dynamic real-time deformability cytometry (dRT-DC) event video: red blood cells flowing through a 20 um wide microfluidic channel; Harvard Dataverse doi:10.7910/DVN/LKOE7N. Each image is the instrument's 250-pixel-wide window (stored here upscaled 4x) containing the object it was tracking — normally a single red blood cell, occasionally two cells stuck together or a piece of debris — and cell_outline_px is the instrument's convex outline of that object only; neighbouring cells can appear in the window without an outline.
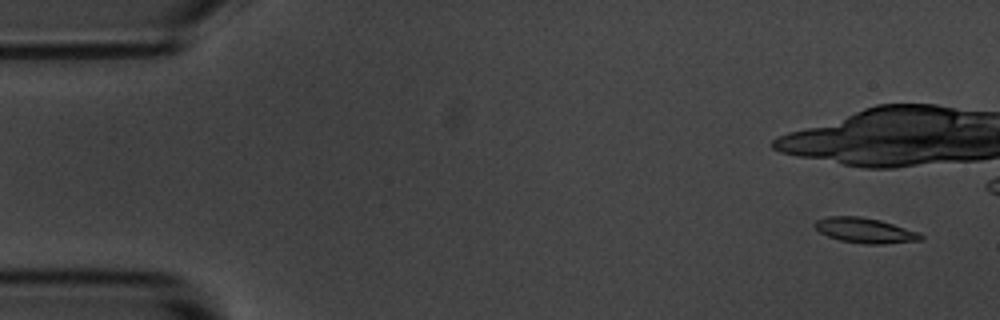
{"species": "common noctule bat (a hibernating species)", "species_latin": "Nyctalus noctula", "temperature_condition": "room temperature", "stored_images_in_passage": 5, "camera_frame_rate_fps": 3000, "um_per_image_px": 0.085, "animal": {"sex": "male", "body_mass_g": 20.1, "forearm_length_mm": 53.5}, "frame": {"image": 1, "passage_image": 1, "time_ms": 0.0, "image_size_px": [1000, 320], "cell_outline_px": [[924, 236], [920, 240], [884, 244], [864, 244], [840, 240], [828, 236], [820, 232], [812, 224], [816, 220], [828, 216], [860, 216], [880, 220], [920, 232]], "centroid_in_image_um": [73.52, 19.58], "position_along_channel_um": 11.5, "area_um2": 15.55}}